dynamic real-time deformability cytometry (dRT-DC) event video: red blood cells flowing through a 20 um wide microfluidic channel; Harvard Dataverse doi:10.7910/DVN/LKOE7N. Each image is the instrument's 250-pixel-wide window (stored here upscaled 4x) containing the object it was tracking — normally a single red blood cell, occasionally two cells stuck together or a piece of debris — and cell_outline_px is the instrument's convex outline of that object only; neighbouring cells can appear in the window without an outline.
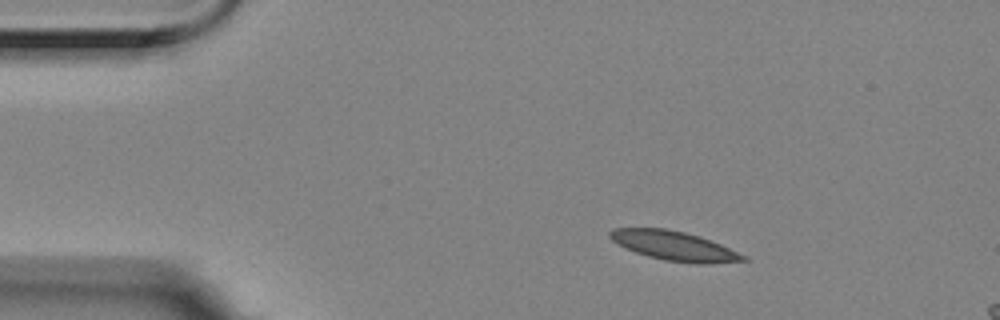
{"species": "Egyptian fruit bat (a non-hibernating species)", "species_latin": "Rousettus aegyptiacus", "temperature_condition": "room temperature", "stored_images_in_passage": 4, "camera_frame_rate_fps": 3000, "um_per_image_px": 0.085, "animal": {"sex": "female"}, "frame": {"image": 1, "passage_image": 2, "time_ms": 0.333, "image_size_px": [1000, 320], "cell_outline_px": [[752, 260], [708, 264], [696, 264], [664, 260], [648, 256], [636, 252], [612, 240], [608, 236], [608, 232], [612, 228], [668, 228], [700, 236], [720, 244], [748, 256]], "centroid_in_image_um": [57.37, 20.9], "position_along_channel_um": 27.6, "area_um2": 22.89}}